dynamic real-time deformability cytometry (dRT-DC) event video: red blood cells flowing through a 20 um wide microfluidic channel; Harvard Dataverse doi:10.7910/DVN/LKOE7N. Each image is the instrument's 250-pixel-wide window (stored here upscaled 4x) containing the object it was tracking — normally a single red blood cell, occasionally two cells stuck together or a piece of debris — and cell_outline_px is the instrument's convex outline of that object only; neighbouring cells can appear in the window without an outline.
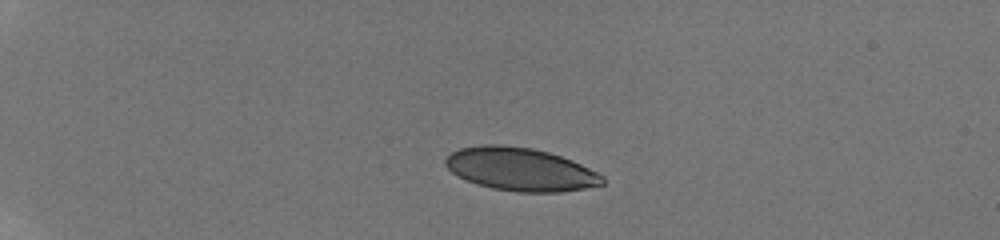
{"species": "human", "species_latin": "Homo sapiens", "temperature_condition": "room temperature", "stored_images_in_passage": 23, "camera_frame_rate_fps": 3000, "um_per_image_px": 0.085, "donor": {"sex": "male"}, "frame": {"image": 1, "passage_image": 1, "time_ms": 0.0, "image_size_px": [1000, 240], "cell_outline_px": [[604, 184], [584, 188], [560, 192], [516, 192], [492, 188], [476, 184], [452, 172], [444, 164], [444, 160], [452, 152], [460, 148], [480, 144], [496, 144], [532, 148], [548, 152], [572, 160], [604, 176]], "centroid_in_image_um": [44.22, 14.38], "position_along_channel_um": 40.8, "area_um2": 39.25}}
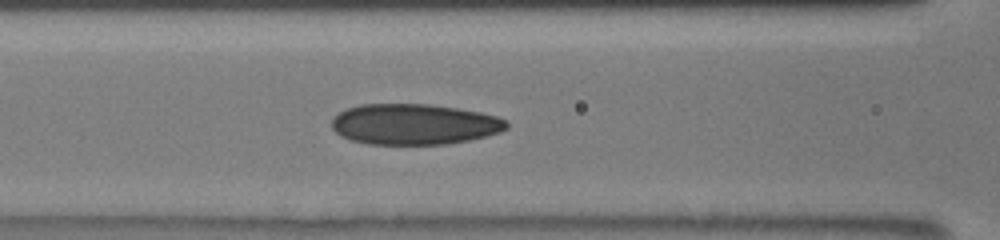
{"frame": {"image": 2, "passage_image": 14, "time_ms": 4.333, "image_size_px": [1000, 240], "cell_outline_px": [[508, 128], [500, 132], [488, 136], [468, 140], [444, 144], [368, 144], [352, 140], [340, 136], [332, 128], [332, 116], [348, 108], [360, 104], [428, 104], [456, 108], [480, 112], [496, 116], [508, 120]], "centroid_in_image_um": [35.21, 10.56], "position_along_channel_um": 131.4, "area_um2": 41.62}}
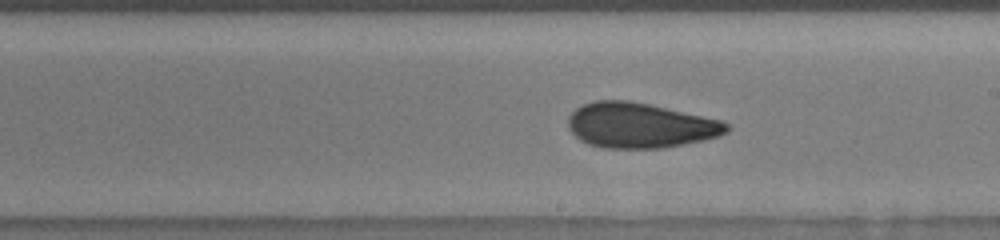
{"frame": {"image": 3, "passage_image": 22, "time_ms": 7.0, "image_size_px": [1000, 240], "cell_outline_px": [[728, 132], [720, 136], [704, 140], [660, 148], [600, 148], [588, 144], [580, 140], [568, 128], [568, 116], [576, 108], [584, 104], [596, 100], [628, 100], [648, 104], [724, 120], [728, 124]], "centroid_in_image_um": [54.4, 10.66], "position_along_channel_um": 234.6, "area_um2": 41.79}}